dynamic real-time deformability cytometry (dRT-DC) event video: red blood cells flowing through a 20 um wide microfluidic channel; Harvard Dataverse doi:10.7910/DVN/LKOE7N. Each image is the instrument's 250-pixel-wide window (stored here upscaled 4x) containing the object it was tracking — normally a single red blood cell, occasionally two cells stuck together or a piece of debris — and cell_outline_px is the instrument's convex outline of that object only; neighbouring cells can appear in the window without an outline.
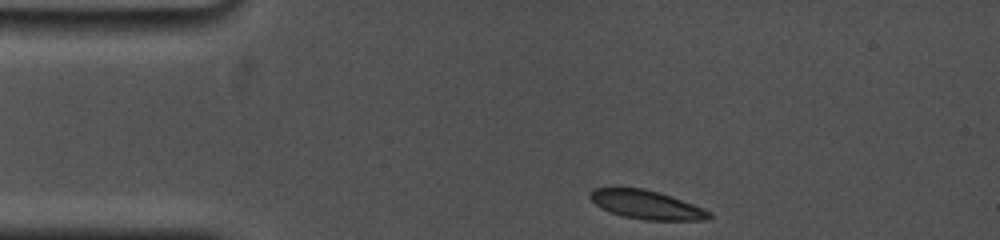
{"species": "common noctule bat (a hibernating species)", "species_latin": "Nyctalus noctula", "temperature_condition": "cold", "stored_images_in_passage": 34, "camera_frame_rate_fps": 5000, "um_per_image_px": 0.085, "animal": {"sex": "female", "body_mass_g": 19.0, "forearm_length_mm": 53.3}, "frame": {"image": 1, "passage_image": 1, "time_ms": 0.0, "image_size_px": [1000, 240], "cell_outline_px": [[712, 216], [708, 220], [644, 220], [624, 216], [612, 212], [596, 204], [588, 196], [588, 192], [596, 188], [644, 188], [660, 192], [704, 208], [712, 212]], "centroid_in_image_um": [55.0, 17.4], "position_along_channel_um": 30.0, "area_um2": 19.83}}
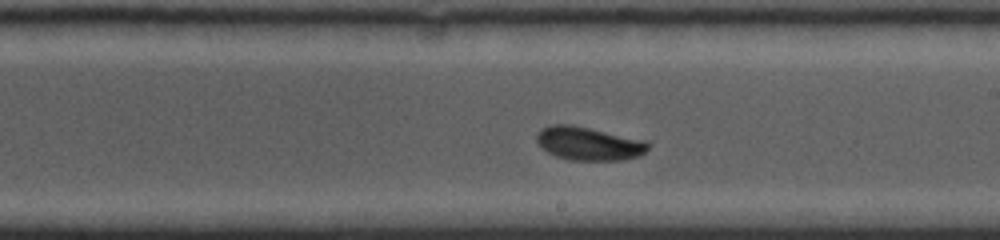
{"frame": {"image": 2, "passage_image": 19, "time_ms": 6.8, "image_size_px": [1000, 240], "cell_outline_px": [[652, 144], [640, 156], [624, 160], [568, 160], [556, 156], [548, 152], [536, 140], [536, 136], [540, 128], [552, 124], [572, 124], [648, 140]], "centroid_in_image_um": [50.09, 12.19], "position_along_channel_um": 238.9, "area_um2": 22.02}}
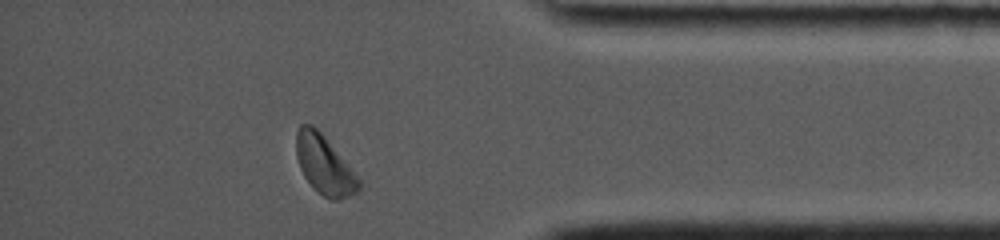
{"frame": {"image": 3, "passage_image": 32, "time_ms": 11.6, "image_size_px": [1000, 240], "cell_outline_px": [[360, 188], [356, 192], [348, 196], [336, 200], [332, 200], [316, 192], [312, 188], [304, 176], [300, 168], [296, 156], [296, 132], [300, 124], [312, 124], [324, 136], [360, 180]], "centroid_in_image_um": [27.53, 14.02], "position_along_channel_um": 407.7, "area_um2": 21.15}, "authors_computed_cell_mechanics": {"area_um2": 21.1259, "velocity_mm_per_s": 3.7458, "shape_relaxation_time_tau1_ms": 3.1929, "shape_relaxation_time_tau2_ms": null, "deformation_change_tau1": 0.1014, "deformation_change_tau2": null}}